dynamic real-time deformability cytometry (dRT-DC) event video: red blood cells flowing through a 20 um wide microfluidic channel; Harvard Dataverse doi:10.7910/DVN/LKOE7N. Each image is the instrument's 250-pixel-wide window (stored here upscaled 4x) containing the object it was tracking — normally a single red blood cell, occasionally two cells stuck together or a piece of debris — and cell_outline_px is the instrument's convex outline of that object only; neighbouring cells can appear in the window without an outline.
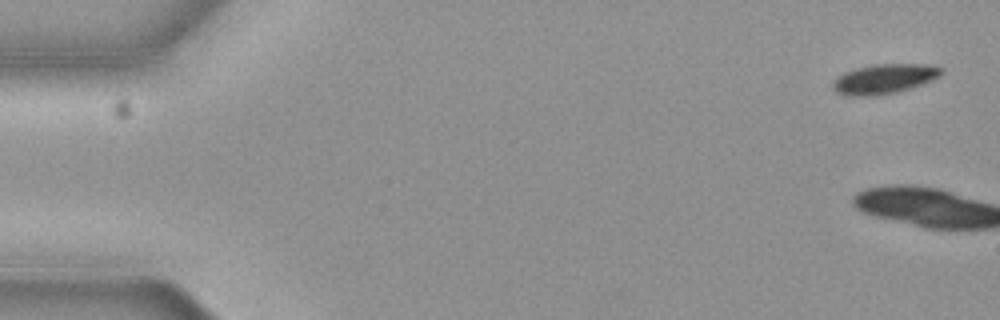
{"species": "common noctule bat (a hibernating species)", "species_latin": "Nyctalus noctula", "temperature_condition": "cold", "stored_images_in_passage": 8, "camera_frame_rate_fps": 3000, "um_per_image_px": 0.085, "animal": {"sex": "female", "body_mass_g": 19.3, "forearm_length_mm": 54.1}, "frame": {"image": 1, "passage_image": 1, "time_ms": 0.0, "image_size_px": [1000, 320], "cell_outline_px": [[944, 72], [940, 76], [932, 80], [896, 92], [876, 96], [848, 96], [836, 92], [832, 88], [832, 80], [836, 76], [844, 72], [856, 68], [872, 64], [924, 64], [944, 68]], "centroid_in_image_um": [75.11, 6.7], "position_along_channel_um": 9.9, "area_um2": 18.96}}
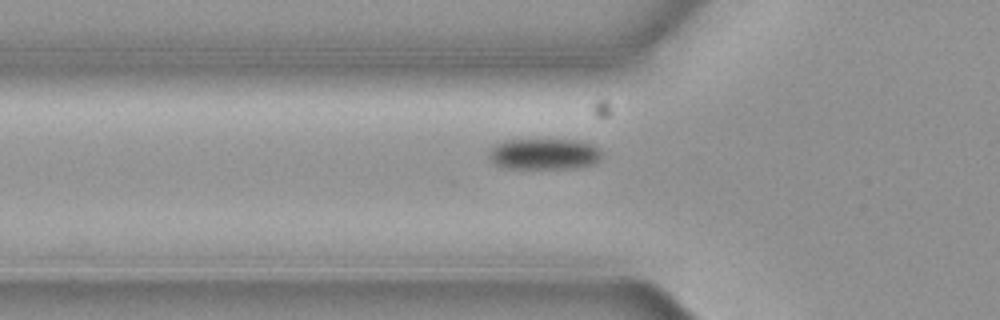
{"frame": {"image": 2, "passage_image": 7, "time_ms": 2.0, "image_size_px": [1000, 320], "cell_outline_px": [[600, 156], [592, 164], [564, 168], [504, 168], [496, 164], [488, 156], [488, 152], [492, 144], [508, 140], [580, 140], [592, 144], [600, 148]], "centroid_in_image_um": [46.19, 13.07], "position_along_channel_um": 79.6, "area_um2": 20.23}}
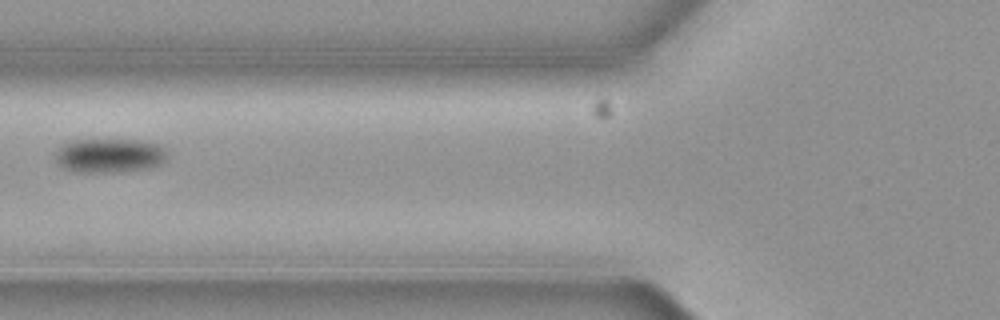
{"frame": {"image": 3, "passage_image": 8, "time_ms": 2.333, "image_size_px": [1000, 320], "cell_outline_px": [[168, 156], [160, 164], [148, 168], [116, 172], [76, 172], [64, 168], [56, 160], [56, 152], [64, 144], [72, 140], [140, 140], [160, 144], [164, 148]], "centroid_in_image_um": [9.34, 13.22], "position_along_channel_um": 116.5, "area_um2": 22.2}}